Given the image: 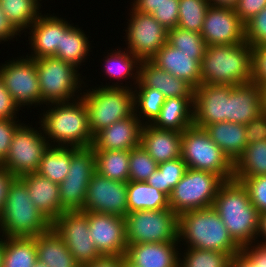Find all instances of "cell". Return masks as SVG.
<instances>
[{
	"mask_svg": "<svg viewBox=\"0 0 266 267\" xmlns=\"http://www.w3.org/2000/svg\"><path fill=\"white\" fill-rule=\"evenodd\" d=\"M82 90L81 98L88 111L93 137L104 128L134 113L133 89L93 86Z\"/></svg>",
	"mask_w": 266,
	"mask_h": 267,
	"instance_id": "obj_7",
	"label": "cell"
},
{
	"mask_svg": "<svg viewBox=\"0 0 266 267\" xmlns=\"http://www.w3.org/2000/svg\"><path fill=\"white\" fill-rule=\"evenodd\" d=\"M213 207L240 247L257 240L260 213L252 205L241 182L234 179L225 181L218 190Z\"/></svg>",
	"mask_w": 266,
	"mask_h": 267,
	"instance_id": "obj_3",
	"label": "cell"
},
{
	"mask_svg": "<svg viewBox=\"0 0 266 267\" xmlns=\"http://www.w3.org/2000/svg\"><path fill=\"white\" fill-rule=\"evenodd\" d=\"M122 267H137L133 263H131L125 256L122 259Z\"/></svg>",
	"mask_w": 266,
	"mask_h": 267,
	"instance_id": "obj_62",
	"label": "cell"
},
{
	"mask_svg": "<svg viewBox=\"0 0 266 267\" xmlns=\"http://www.w3.org/2000/svg\"><path fill=\"white\" fill-rule=\"evenodd\" d=\"M262 113L266 114V84L261 86Z\"/></svg>",
	"mask_w": 266,
	"mask_h": 267,
	"instance_id": "obj_61",
	"label": "cell"
},
{
	"mask_svg": "<svg viewBox=\"0 0 266 267\" xmlns=\"http://www.w3.org/2000/svg\"><path fill=\"white\" fill-rule=\"evenodd\" d=\"M73 24L53 13H43L28 28V40L30 51L26 54L32 59L55 56L58 50H61L62 36ZM30 35V36H29Z\"/></svg>",
	"mask_w": 266,
	"mask_h": 267,
	"instance_id": "obj_19",
	"label": "cell"
},
{
	"mask_svg": "<svg viewBox=\"0 0 266 267\" xmlns=\"http://www.w3.org/2000/svg\"><path fill=\"white\" fill-rule=\"evenodd\" d=\"M204 54H185L166 43L150 61L158 68L185 80L194 89L201 85V61Z\"/></svg>",
	"mask_w": 266,
	"mask_h": 267,
	"instance_id": "obj_21",
	"label": "cell"
},
{
	"mask_svg": "<svg viewBox=\"0 0 266 267\" xmlns=\"http://www.w3.org/2000/svg\"><path fill=\"white\" fill-rule=\"evenodd\" d=\"M167 30L178 25L179 3H163L151 14Z\"/></svg>",
	"mask_w": 266,
	"mask_h": 267,
	"instance_id": "obj_48",
	"label": "cell"
},
{
	"mask_svg": "<svg viewBox=\"0 0 266 267\" xmlns=\"http://www.w3.org/2000/svg\"><path fill=\"white\" fill-rule=\"evenodd\" d=\"M246 127V143H255L266 140V114L261 113L245 124Z\"/></svg>",
	"mask_w": 266,
	"mask_h": 267,
	"instance_id": "obj_52",
	"label": "cell"
},
{
	"mask_svg": "<svg viewBox=\"0 0 266 267\" xmlns=\"http://www.w3.org/2000/svg\"><path fill=\"white\" fill-rule=\"evenodd\" d=\"M186 170L187 165L181 157L162 162L158 164L156 171L145 182L169 197L173 188L183 178Z\"/></svg>",
	"mask_w": 266,
	"mask_h": 267,
	"instance_id": "obj_40",
	"label": "cell"
},
{
	"mask_svg": "<svg viewBox=\"0 0 266 267\" xmlns=\"http://www.w3.org/2000/svg\"><path fill=\"white\" fill-rule=\"evenodd\" d=\"M33 267H48V266L46 264L40 262L39 260H37Z\"/></svg>",
	"mask_w": 266,
	"mask_h": 267,
	"instance_id": "obj_63",
	"label": "cell"
},
{
	"mask_svg": "<svg viewBox=\"0 0 266 267\" xmlns=\"http://www.w3.org/2000/svg\"><path fill=\"white\" fill-rule=\"evenodd\" d=\"M181 158L187 168L212 172L224 181L234 178V164L203 128L193 125L182 132Z\"/></svg>",
	"mask_w": 266,
	"mask_h": 267,
	"instance_id": "obj_8",
	"label": "cell"
},
{
	"mask_svg": "<svg viewBox=\"0 0 266 267\" xmlns=\"http://www.w3.org/2000/svg\"><path fill=\"white\" fill-rule=\"evenodd\" d=\"M133 94L135 116L143 125L151 124L159 115L166 100L164 94L158 89L146 86H135Z\"/></svg>",
	"mask_w": 266,
	"mask_h": 267,
	"instance_id": "obj_39",
	"label": "cell"
},
{
	"mask_svg": "<svg viewBox=\"0 0 266 267\" xmlns=\"http://www.w3.org/2000/svg\"><path fill=\"white\" fill-rule=\"evenodd\" d=\"M204 130L233 164L248 145L245 138V125L222 121L207 125Z\"/></svg>",
	"mask_w": 266,
	"mask_h": 267,
	"instance_id": "obj_30",
	"label": "cell"
},
{
	"mask_svg": "<svg viewBox=\"0 0 266 267\" xmlns=\"http://www.w3.org/2000/svg\"><path fill=\"white\" fill-rule=\"evenodd\" d=\"M266 175V140L250 143L234 163V180Z\"/></svg>",
	"mask_w": 266,
	"mask_h": 267,
	"instance_id": "obj_36",
	"label": "cell"
},
{
	"mask_svg": "<svg viewBox=\"0 0 266 267\" xmlns=\"http://www.w3.org/2000/svg\"><path fill=\"white\" fill-rule=\"evenodd\" d=\"M2 263V236H0V267Z\"/></svg>",
	"mask_w": 266,
	"mask_h": 267,
	"instance_id": "obj_64",
	"label": "cell"
},
{
	"mask_svg": "<svg viewBox=\"0 0 266 267\" xmlns=\"http://www.w3.org/2000/svg\"><path fill=\"white\" fill-rule=\"evenodd\" d=\"M19 178L25 183L35 207L51 223L65 211L60 202L59 184L36 172Z\"/></svg>",
	"mask_w": 266,
	"mask_h": 267,
	"instance_id": "obj_25",
	"label": "cell"
},
{
	"mask_svg": "<svg viewBox=\"0 0 266 267\" xmlns=\"http://www.w3.org/2000/svg\"><path fill=\"white\" fill-rule=\"evenodd\" d=\"M143 124L133 113L99 131L93 137L94 150H131L140 145Z\"/></svg>",
	"mask_w": 266,
	"mask_h": 267,
	"instance_id": "obj_22",
	"label": "cell"
},
{
	"mask_svg": "<svg viewBox=\"0 0 266 267\" xmlns=\"http://www.w3.org/2000/svg\"><path fill=\"white\" fill-rule=\"evenodd\" d=\"M125 41L126 49L141 61L150 60L166 43L168 30L151 14L129 8Z\"/></svg>",
	"mask_w": 266,
	"mask_h": 267,
	"instance_id": "obj_14",
	"label": "cell"
},
{
	"mask_svg": "<svg viewBox=\"0 0 266 267\" xmlns=\"http://www.w3.org/2000/svg\"><path fill=\"white\" fill-rule=\"evenodd\" d=\"M90 238L101 255H122L127 250L125 217L87 212Z\"/></svg>",
	"mask_w": 266,
	"mask_h": 267,
	"instance_id": "obj_17",
	"label": "cell"
},
{
	"mask_svg": "<svg viewBox=\"0 0 266 267\" xmlns=\"http://www.w3.org/2000/svg\"><path fill=\"white\" fill-rule=\"evenodd\" d=\"M127 197V182L111 180L95 171L82 211L125 217L128 214Z\"/></svg>",
	"mask_w": 266,
	"mask_h": 267,
	"instance_id": "obj_16",
	"label": "cell"
},
{
	"mask_svg": "<svg viewBox=\"0 0 266 267\" xmlns=\"http://www.w3.org/2000/svg\"><path fill=\"white\" fill-rule=\"evenodd\" d=\"M224 182L219 175L212 172L187 168L169 196V207L177 215L211 207Z\"/></svg>",
	"mask_w": 266,
	"mask_h": 267,
	"instance_id": "obj_9",
	"label": "cell"
},
{
	"mask_svg": "<svg viewBox=\"0 0 266 267\" xmlns=\"http://www.w3.org/2000/svg\"><path fill=\"white\" fill-rule=\"evenodd\" d=\"M251 75L252 47L246 41L206 46L201 61V84L238 86L250 83Z\"/></svg>",
	"mask_w": 266,
	"mask_h": 267,
	"instance_id": "obj_4",
	"label": "cell"
},
{
	"mask_svg": "<svg viewBox=\"0 0 266 267\" xmlns=\"http://www.w3.org/2000/svg\"><path fill=\"white\" fill-rule=\"evenodd\" d=\"M71 157L72 147L50 145L44 152L36 173L60 184L69 173Z\"/></svg>",
	"mask_w": 266,
	"mask_h": 267,
	"instance_id": "obj_37",
	"label": "cell"
},
{
	"mask_svg": "<svg viewBox=\"0 0 266 267\" xmlns=\"http://www.w3.org/2000/svg\"><path fill=\"white\" fill-rule=\"evenodd\" d=\"M251 82L260 87L266 84V45L252 47Z\"/></svg>",
	"mask_w": 266,
	"mask_h": 267,
	"instance_id": "obj_47",
	"label": "cell"
},
{
	"mask_svg": "<svg viewBox=\"0 0 266 267\" xmlns=\"http://www.w3.org/2000/svg\"><path fill=\"white\" fill-rule=\"evenodd\" d=\"M232 85L201 84L194 89V125H207L228 121V96Z\"/></svg>",
	"mask_w": 266,
	"mask_h": 267,
	"instance_id": "obj_20",
	"label": "cell"
},
{
	"mask_svg": "<svg viewBox=\"0 0 266 267\" xmlns=\"http://www.w3.org/2000/svg\"><path fill=\"white\" fill-rule=\"evenodd\" d=\"M127 196L128 213L170 209L169 197L146 182H127Z\"/></svg>",
	"mask_w": 266,
	"mask_h": 267,
	"instance_id": "obj_34",
	"label": "cell"
},
{
	"mask_svg": "<svg viewBox=\"0 0 266 267\" xmlns=\"http://www.w3.org/2000/svg\"><path fill=\"white\" fill-rule=\"evenodd\" d=\"M179 255V242H159L128 245L125 257L137 267H179Z\"/></svg>",
	"mask_w": 266,
	"mask_h": 267,
	"instance_id": "obj_23",
	"label": "cell"
},
{
	"mask_svg": "<svg viewBox=\"0 0 266 267\" xmlns=\"http://www.w3.org/2000/svg\"><path fill=\"white\" fill-rule=\"evenodd\" d=\"M259 239H260V241H259ZM257 241L262 242V243H266V211L260 213L259 231H258V235H257Z\"/></svg>",
	"mask_w": 266,
	"mask_h": 267,
	"instance_id": "obj_59",
	"label": "cell"
},
{
	"mask_svg": "<svg viewBox=\"0 0 266 267\" xmlns=\"http://www.w3.org/2000/svg\"><path fill=\"white\" fill-rule=\"evenodd\" d=\"M24 56L1 63L0 77L21 110L32 106L43 107L35 59Z\"/></svg>",
	"mask_w": 266,
	"mask_h": 267,
	"instance_id": "obj_12",
	"label": "cell"
},
{
	"mask_svg": "<svg viewBox=\"0 0 266 267\" xmlns=\"http://www.w3.org/2000/svg\"><path fill=\"white\" fill-rule=\"evenodd\" d=\"M193 101L194 97L167 98L151 125L158 129L183 132L194 125Z\"/></svg>",
	"mask_w": 266,
	"mask_h": 267,
	"instance_id": "obj_29",
	"label": "cell"
},
{
	"mask_svg": "<svg viewBox=\"0 0 266 267\" xmlns=\"http://www.w3.org/2000/svg\"><path fill=\"white\" fill-rule=\"evenodd\" d=\"M136 86L158 89L166 99L172 97H194V88L189 83L158 68L150 60L141 61L139 81Z\"/></svg>",
	"mask_w": 266,
	"mask_h": 267,
	"instance_id": "obj_28",
	"label": "cell"
},
{
	"mask_svg": "<svg viewBox=\"0 0 266 267\" xmlns=\"http://www.w3.org/2000/svg\"><path fill=\"white\" fill-rule=\"evenodd\" d=\"M96 172L111 180L129 182L130 150H94Z\"/></svg>",
	"mask_w": 266,
	"mask_h": 267,
	"instance_id": "obj_38",
	"label": "cell"
},
{
	"mask_svg": "<svg viewBox=\"0 0 266 267\" xmlns=\"http://www.w3.org/2000/svg\"><path fill=\"white\" fill-rule=\"evenodd\" d=\"M178 241L180 248L214 250L232 257L241 249L213 206L179 214Z\"/></svg>",
	"mask_w": 266,
	"mask_h": 267,
	"instance_id": "obj_2",
	"label": "cell"
},
{
	"mask_svg": "<svg viewBox=\"0 0 266 267\" xmlns=\"http://www.w3.org/2000/svg\"><path fill=\"white\" fill-rule=\"evenodd\" d=\"M239 252L252 265H257V267H266V243L256 240L251 244L241 247Z\"/></svg>",
	"mask_w": 266,
	"mask_h": 267,
	"instance_id": "obj_51",
	"label": "cell"
},
{
	"mask_svg": "<svg viewBox=\"0 0 266 267\" xmlns=\"http://www.w3.org/2000/svg\"><path fill=\"white\" fill-rule=\"evenodd\" d=\"M167 43L185 54H204L207 46L201 33L179 27L168 30Z\"/></svg>",
	"mask_w": 266,
	"mask_h": 267,
	"instance_id": "obj_43",
	"label": "cell"
},
{
	"mask_svg": "<svg viewBox=\"0 0 266 267\" xmlns=\"http://www.w3.org/2000/svg\"><path fill=\"white\" fill-rule=\"evenodd\" d=\"M52 228V223L35 207L25 183L16 177L0 212V236L34 237ZM2 233V234H1Z\"/></svg>",
	"mask_w": 266,
	"mask_h": 267,
	"instance_id": "obj_5",
	"label": "cell"
},
{
	"mask_svg": "<svg viewBox=\"0 0 266 267\" xmlns=\"http://www.w3.org/2000/svg\"><path fill=\"white\" fill-rule=\"evenodd\" d=\"M211 6L234 8L238 0H208Z\"/></svg>",
	"mask_w": 266,
	"mask_h": 267,
	"instance_id": "obj_60",
	"label": "cell"
},
{
	"mask_svg": "<svg viewBox=\"0 0 266 267\" xmlns=\"http://www.w3.org/2000/svg\"><path fill=\"white\" fill-rule=\"evenodd\" d=\"M108 51L109 50H107V55L104 56L105 59L103 58L104 64L102 63V66L104 65V67H102L103 70L101 71L104 72L103 74L107 76V78H109L110 81L117 80L118 82L116 83L112 82L111 85L110 82L109 83L105 82L106 83L105 85H103V83L101 82L102 85H97V86L118 87V88L125 87L129 89H134V87L139 81V66L141 60L135 55H133L126 48H124V50H122L121 47L120 48L118 47L115 50L111 48L110 53ZM128 79H130L131 81L130 80L129 82L126 81ZM122 81L125 82L126 85L125 84L123 85Z\"/></svg>",
	"mask_w": 266,
	"mask_h": 267,
	"instance_id": "obj_24",
	"label": "cell"
},
{
	"mask_svg": "<svg viewBox=\"0 0 266 267\" xmlns=\"http://www.w3.org/2000/svg\"><path fill=\"white\" fill-rule=\"evenodd\" d=\"M230 267H257V265H252L240 252H237L231 258Z\"/></svg>",
	"mask_w": 266,
	"mask_h": 267,
	"instance_id": "obj_58",
	"label": "cell"
},
{
	"mask_svg": "<svg viewBox=\"0 0 266 267\" xmlns=\"http://www.w3.org/2000/svg\"><path fill=\"white\" fill-rule=\"evenodd\" d=\"M15 178L12 173L0 166V212L5 206L9 187Z\"/></svg>",
	"mask_w": 266,
	"mask_h": 267,
	"instance_id": "obj_56",
	"label": "cell"
},
{
	"mask_svg": "<svg viewBox=\"0 0 266 267\" xmlns=\"http://www.w3.org/2000/svg\"><path fill=\"white\" fill-rule=\"evenodd\" d=\"M266 7V0H238L234 11L245 24Z\"/></svg>",
	"mask_w": 266,
	"mask_h": 267,
	"instance_id": "obj_53",
	"label": "cell"
},
{
	"mask_svg": "<svg viewBox=\"0 0 266 267\" xmlns=\"http://www.w3.org/2000/svg\"><path fill=\"white\" fill-rule=\"evenodd\" d=\"M245 41L251 47L266 45V7L245 23Z\"/></svg>",
	"mask_w": 266,
	"mask_h": 267,
	"instance_id": "obj_45",
	"label": "cell"
},
{
	"mask_svg": "<svg viewBox=\"0 0 266 267\" xmlns=\"http://www.w3.org/2000/svg\"><path fill=\"white\" fill-rule=\"evenodd\" d=\"M262 113L261 87L252 82L232 86L228 96V122L245 125Z\"/></svg>",
	"mask_w": 266,
	"mask_h": 267,
	"instance_id": "obj_27",
	"label": "cell"
},
{
	"mask_svg": "<svg viewBox=\"0 0 266 267\" xmlns=\"http://www.w3.org/2000/svg\"><path fill=\"white\" fill-rule=\"evenodd\" d=\"M182 132L158 129L145 124L141 130V146L157 164L181 157Z\"/></svg>",
	"mask_w": 266,
	"mask_h": 267,
	"instance_id": "obj_26",
	"label": "cell"
},
{
	"mask_svg": "<svg viewBox=\"0 0 266 267\" xmlns=\"http://www.w3.org/2000/svg\"><path fill=\"white\" fill-rule=\"evenodd\" d=\"M163 3H179V0H133V2H130L129 4L130 7L138 12L152 14L156 11V8Z\"/></svg>",
	"mask_w": 266,
	"mask_h": 267,
	"instance_id": "obj_54",
	"label": "cell"
},
{
	"mask_svg": "<svg viewBox=\"0 0 266 267\" xmlns=\"http://www.w3.org/2000/svg\"><path fill=\"white\" fill-rule=\"evenodd\" d=\"M19 110L21 109L14 102L0 77V119L16 120L19 118L17 117Z\"/></svg>",
	"mask_w": 266,
	"mask_h": 267,
	"instance_id": "obj_50",
	"label": "cell"
},
{
	"mask_svg": "<svg viewBox=\"0 0 266 267\" xmlns=\"http://www.w3.org/2000/svg\"><path fill=\"white\" fill-rule=\"evenodd\" d=\"M209 7L208 0H179L177 27L201 33Z\"/></svg>",
	"mask_w": 266,
	"mask_h": 267,
	"instance_id": "obj_42",
	"label": "cell"
},
{
	"mask_svg": "<svg viewBox=\"0 0 266 267\" xmlns=\"http://www.w3.org/2000/svg\"><path fill=\"white\" fill-rule=\"evenodd\" d=\"M40 1L42 3V0H0V7L12 26L27 36V29L42 14Z\"/></svg>",
	"mask_w": 266,
	"mask_h": 267,
	"instance_id": "obj_35",
	"label": "cell"
},
{
	"mask_svg": "<svg viewBox=\"0 0 266 267\" xmlns=\"http://www.w3.org/2000/svg\"><path fill=\"white\" fill-rule=\"evenodd\" d=\"M127 245L179 242L178 215L171 209L140 210L126 214Z\"/></svg>",
	"mask_w": 266,
	"mask_h": 267,
	"instance_id": "obj_10",
	"label": "cell"
},
{
	"mask_svg": "<svg viewBox=\"0 0 266 267\" xmlns=\"http://www.w3.org/2000/svg\"><path fill=\"white\" fill-rule=\"evenodd\" d=\"M92 147H72L69 173L59 184L60 202L65 211L83 210L87 189L95 167Z\"/></svg>",
	"mask_w": 266,
	"mask_h": 267,
	"instance_id": "obj_13",
	"label": "cell"
},
{
	"mask_svg": "<svg viewBox=\"0 0 266 267\" xmlns=\"http://www.w3.org/2000/svg\"><path fill=\"white\" fill-rule=\"evenodd\" d=\"M122 255H102L82 267H122Z\"/></svg>",
	"mask_w": 266,
	"mask_h": 267,
	"instance_id": "obj_57",
	"label": "cell"
},
{
	"mask_svg": "<svg viewBox=\"0 0 266 267\" xmlns=\"http://www.w3.org/2000/svg\"><path fill=\"white\" fill-rule=\"evenodd\" d=\"M21 123L19 119H0V164L6 159L12 137Z\"/></svg>",
	"mask_w": 266,
	"mask_h": 267,
	"instance_id": "obj_49",
	"label": "cell"
},
{
	"mask_svg": "<svg viewBox=\"0 0 266 267\" xmlns=\"http://www.w3.org/2000/svg\"><path fill=\"white\" fill-rule=\"evenodd\" d=\"M52 228L81 266L102 256L90 238L87 212L64 211L52 222Z\"/></svg>",
	"mask_w": 266,
	"mask_h": 267,
	"instance_id": "obj_15",
	"label": "cell"
},
{
	"mask_svg": "<svg viewBox=\"0 0 266 267\" xmlns=\"http://www.w3.org/2000/svg\"><path fill=\"white\" fill-rule=\"evenodd\" d=\"M201 36L207 46L243 43L245 24L234 8L210 5L205 15Z\"/></svg>",
	"mask_w": 266,
	"mask_h": 267,
	"instance_id": "obj_18",
	"label": "cell"
},
{
	"mask_svg": "<svg viewBox=\"0 0 266 267\" xmlns=\"http://www.w3.org/2000/svg\"><path fill=\"white\" fill-rule=\"evenodd\" d=\"M38 118L49 145L92 147L88 111L82 98L46 105Z\"/></svg>",
	"mask_w": 266,
	"mask_h": 267,
	"instance_id": "obj_1",
	"label": "cell"
},
{
	"mask_svg": "<svg viewBox=\"0 0 266 267\" xmlns=\"http://www.w3.org/2000/svg\"><path fill=\"white\" fill-rule=\"evenodd\" d=\"M34 238L37 259L48 267H82L53 228Z\"/></svg>",
	"mask_w": 266,
	"mask_h": 267,
	"instance_id": "obj_31",
	"label": "cell"
},
{
	"mask_svg": "<svg viewBox=\"0 0 266 267\" xmlns=\"http://www.w3.org/2000/svg\"><path fill=\"white\" fill-rule=\"evenodd\" d=\"M37 258L34 237H2L1 267H33Z\"/></svg>",
	"mask_w": 266,
	"mask_h": 267,
	"instance_id": "obj_33",
	"label": "cell"
},
{
	"mask_svg": "<svg viewBox=\"0 0 266 267\" xmlns=\"http://www.w3.org/2000/svg\"><path fill=\"white\" fill-rule=\"evenodd\" d=\"M35 64L43 108L46 107L44 105L81 98V89L84 86L88 88V83L83 81L86 76L82 77L77 68L62 59L55 56L43 57L35 60Z\"/></svg>",
	"mask_w": 266,
	"mask_h": 267,
	"instance_id": "obj_6",
	"label": "cell"
},
{
	"mask_svg": "<svg viewBox=\"0 0 266 267\" xmlns=\"http://www.w3.org/2000/svg\"><path fill=\"white\" fill-rule=\"evenodd\" d=\"M49 146L41 125L33 127L29 123H21L12 137L7 157L0 166L15 177L35 173Z\"/></svg>",
	"mask_w": 266,
	"mask_h": 267,
	"instance_id": "obj_11",
	"label": "cell"
},
{
	"mask_svg": "<svg viewBox=\"0 0 266 267\" xmlns=\"http://www.w3.org/2000/svg\"><path fill=\"white\" fill-rule=\"evenodd\" d=\"M231 258L225 252L180 248L179 267H230Z\"/></svg>",
	"mask_w": 266,
	"mask_h": 267,
	"instance_id": "obj_41",
	"label": "cell"
},
{
	"mask_svg": "<svg viewBox=\"0 0 266 267\" xmlns=\"http://www.w3.org/2000/svg\"><path fill=\"white\" fill-rule=\"evenodd\" d=\"M129 162V181L145 182L158 167L141 144L130 150Z\"/></svg>",
	"mask_w": 266,
	"mask_h": 267,
	"instance_id": "obj_44",
	"label": "cell"
},
{
	"mask_svg": "<svg viewBox=\"0 0 266 267\" xmlns=\"http://www.w3.org/2000/svg\"><path fill=\"white\" fill-rule=\"evenodd\" d=\"M21 35L9 22L0 7V44L8 40L11 41L13 38L18 40L17 36L21 37Z\"/></svg>",
	"mask_w": 266,
	"mask_h": 267,
	"instance_id": "obj_55",
	"label": "cell"
},
{
	"mask_svg": "<svg viewBox=\"0 0 266 267\" xmlns=\"http://www.w3.org/2000/svg\"><path fill=\"white\" fill-rule=\"evenodd\" d=\"M248 191L252 205L259 213L266 211V175L245 178L241 181Z\"/></svg>",
	"mask_w": 266,
	"mask_h": 267,
	"instance_id": "obj_46",
	"label": "cell"
},
{
	"mask_svg": "<svg viewBox=\"0 0 266 267\" xmlns=\"http://www.w3.org/2000/svg\"><path fill=\"white\" fill-rule=\"evenodd\" d=\"M79 25H73L65 32L62 36L61 50H58L55 57L62 59L73 65L78 70L80 66L86 65L84 62L90 57V50L93 41H90L89 36L83 28L78 27ZM87 34V35H86ZM89 56V57H88Z\"/></svg>",
	"mask_w": 266,
	"mask_h": 267,
	"instance_id": "obj_32",
	"label": "cell"
}]
</instances>
